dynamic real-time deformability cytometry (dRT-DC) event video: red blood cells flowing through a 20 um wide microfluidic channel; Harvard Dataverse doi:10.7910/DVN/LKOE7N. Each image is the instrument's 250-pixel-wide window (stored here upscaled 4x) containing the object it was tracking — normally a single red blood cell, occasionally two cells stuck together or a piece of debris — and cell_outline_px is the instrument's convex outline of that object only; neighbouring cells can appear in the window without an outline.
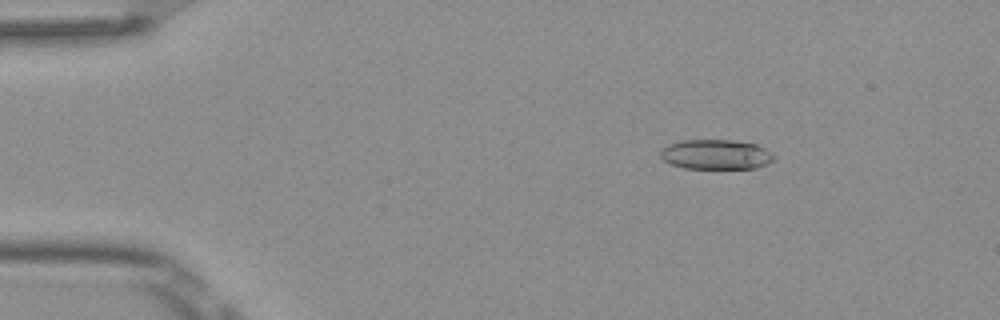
{"species": "Egyptian fruit bat (a non-hibernating species)", "species_latin": "Rousettus aegyptiacus", "temperature_condition": "room temperature", "stored_images_in_passage": 5, "camera_frame_rate_fps": 3000, "um_per_image_px": 0.085, "frame": {"image": 1, "passage_image": 2, "time_ms": 0.333, "image_size_px": [1000, 320], "cell_outline_px": [[776, 156], [768, 164], [756, 168], [684, 168], [672, 164], [664, 160], [660, 156], [660, 152], [668, 144], [684, 140], [732, 140], [756, 144], [772, 152]], "centroid_in_image_um": [60.89, 13.13], "position_along_channel_um": 24.1, "area_um2": 19.65}}
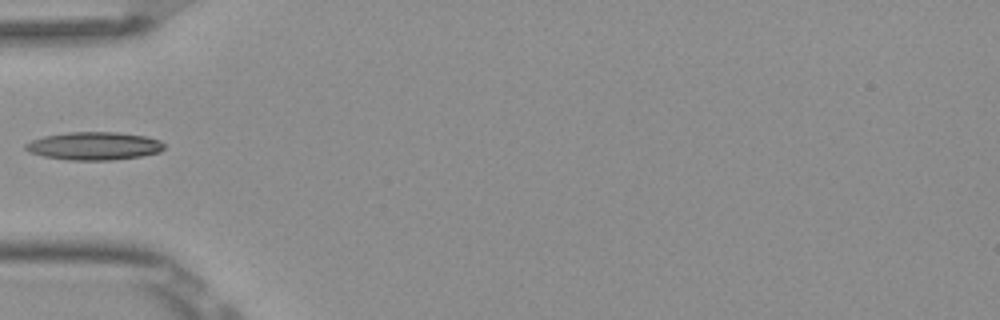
{"frame": {"image": 2, "passage_image": 5, "time_ms": 1.333, "image_size_px": [1000, 320], "cell_outline_px": [[164, 148], [160, 152], [140, 156], [112, 160], [68, 160], [44, 156], [28, 152], [24, 148], [24, 144], [32, 140], [44, 136], [68, 132], [120, 132], [144, 136], [160, 140], [164, 144]], "centroid_in_image_um": [7.98, 12.4], "position_along_channel_um": 77.0, "area_um2": 22.66}}